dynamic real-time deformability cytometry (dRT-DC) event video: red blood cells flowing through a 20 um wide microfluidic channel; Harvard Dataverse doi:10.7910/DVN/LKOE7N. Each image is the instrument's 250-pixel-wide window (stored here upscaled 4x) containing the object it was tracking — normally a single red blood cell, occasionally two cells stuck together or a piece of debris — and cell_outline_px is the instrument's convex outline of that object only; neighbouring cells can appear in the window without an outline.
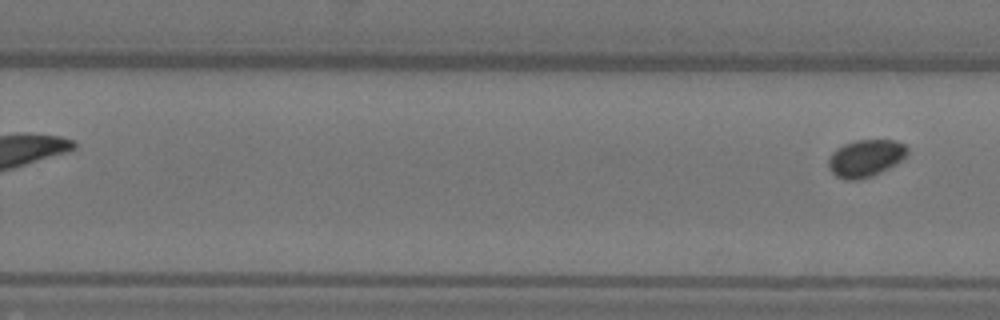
{"species": "Egyptian fruit bat (a non-hibernating species)", "species_latin": "Rousettus aegyptiacus", "temperature_condition": "warm", "stored_images_in_passage": 11, "segment_of_instrument_passage": [2, 2], "camera_frame_rate_fps": 3000, "um_per_image_px": 0.085, "animal": {"sex": "female"}, "frame": {"image": 1, "passage_image": 11, "time_ms": 3.333, "image_size_px": [1000, 320], "cell_outline_px": [[908, 152], [900, 160], [888, 168], [872, 176], [856, 180], [844, 180], [836, 176], [828, 168], [828, 160], [832, 152], [836, 148], [844, 144], [856, 140], [896, 140], [904, 144], [908, 148]], "centroid_in_image_um": [73.54, 13.44], "position_along_channel_um": 256.3, "area_um2": 17.05}}